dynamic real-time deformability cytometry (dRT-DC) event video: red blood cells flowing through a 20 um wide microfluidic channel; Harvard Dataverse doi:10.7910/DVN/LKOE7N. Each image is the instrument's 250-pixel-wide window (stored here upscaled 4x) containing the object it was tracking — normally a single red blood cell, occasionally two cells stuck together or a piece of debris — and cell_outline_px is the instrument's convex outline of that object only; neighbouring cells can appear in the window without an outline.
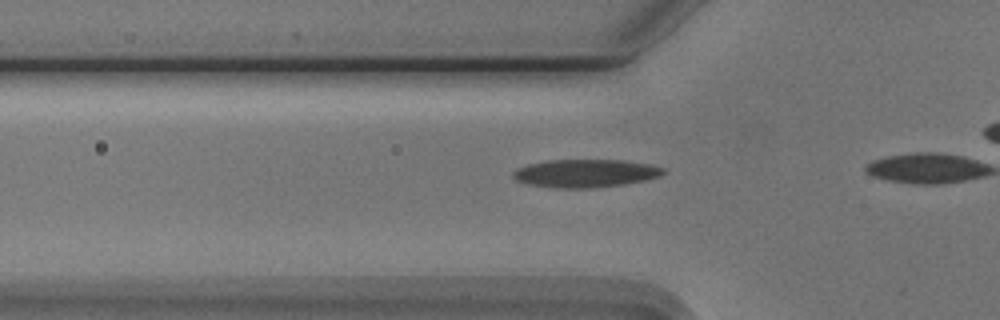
{"species": "Egyptian fruit bat (a non-hibernating species)", "species_latin": "Rousettus aegyptiacus", "temperature_condition": "cold", "stored_images_in_passage": 10, "camera_frame_rate_fps": 3000, "um_per_image_px": 0.085, "animal": {"sex": "male"}, "frame": {"image": 1, "passage_image": 5, "time_ms": 1.333, "image_size_px": [1000, 320], "cell_outline_px": [[664, 172], [660, 176], [644, 180], [624, 184], [588, 188], [556, 188], [532, 184], [516, 180], [512, 176], [512, 172], [516, 168], [528, 164], [548, 160], [624, 160], [652, 164], [664, 168]], "centroid_in_image_um": [49.76, 14.72], "position_along_channel_um": 76.0, "area_um2": 24.45}}
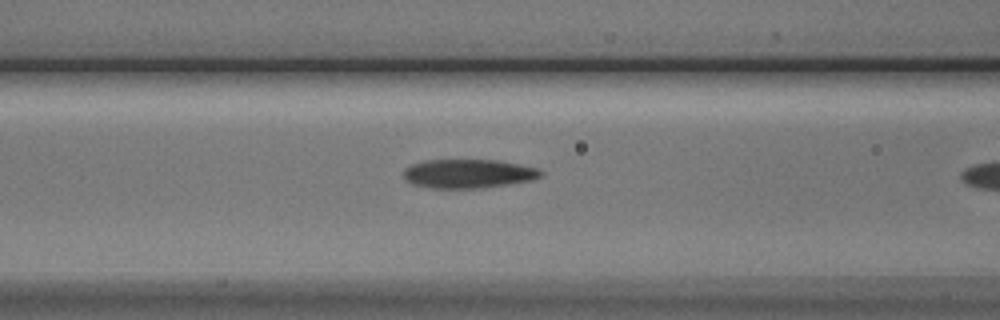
{"frame": {"image": 2, "passage_image": 9, "time_ms": 2.667, "image_size_px": [1000, 320], "cell_outline_px": [[544, 172], [540, 176], [532, 180], [508, 184], [480, 188], [432, 188], [412, 184], [404, 180], [404, 168], [412, 164], [424, 160], [496, 160], [520, 164], [540, 168]], "centroid_in_image_um": [39.8, 14.76], "position_along_channel_um": 126.8, "area_um2": 23.24}}